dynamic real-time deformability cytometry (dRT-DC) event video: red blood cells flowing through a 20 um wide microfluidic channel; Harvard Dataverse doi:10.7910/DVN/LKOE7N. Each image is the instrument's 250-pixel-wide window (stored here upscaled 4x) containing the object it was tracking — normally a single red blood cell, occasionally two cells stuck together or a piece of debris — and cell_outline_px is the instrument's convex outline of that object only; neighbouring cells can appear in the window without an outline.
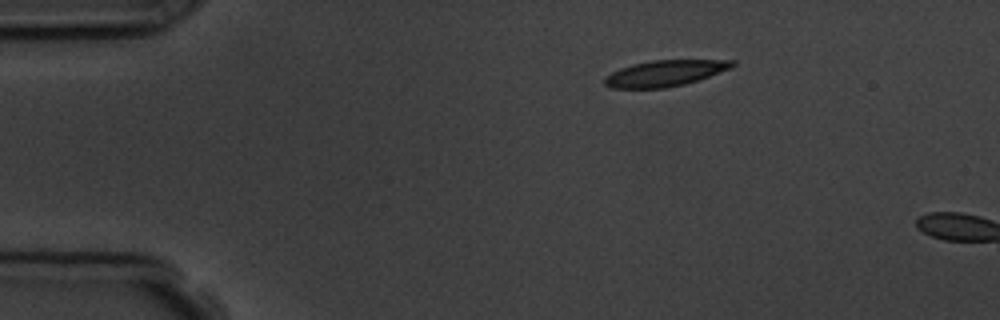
{"species": "common noctule bat (a hibernating species)", "species_latin": "Nyctalus noctula", "temperature_condition": "room temperature", "stored_images_in_passage": 2, "camera_frame_rate_fps": 3000, "um_per_image_px": 0.085, "animal": {"sex": "male", "body_mass_g": 19.5, "forearm_length_mm": 54.6}, "frame": {"image": 1, "passage_image": 1, "time_ms": 0.0, "image_size_px": [1000, 320], "cell_outline_px": [[736, 64], [732, 68], [684, 84], [664, 88], [612, 88], [604, 84], [604, 76], [620, 68], [632, 64], [652, 60], [736, 60]], "centroid_in_image_um": [56.5, 6.22], "position_along_channel_um": 28.5, "area_um2": 19.31}}